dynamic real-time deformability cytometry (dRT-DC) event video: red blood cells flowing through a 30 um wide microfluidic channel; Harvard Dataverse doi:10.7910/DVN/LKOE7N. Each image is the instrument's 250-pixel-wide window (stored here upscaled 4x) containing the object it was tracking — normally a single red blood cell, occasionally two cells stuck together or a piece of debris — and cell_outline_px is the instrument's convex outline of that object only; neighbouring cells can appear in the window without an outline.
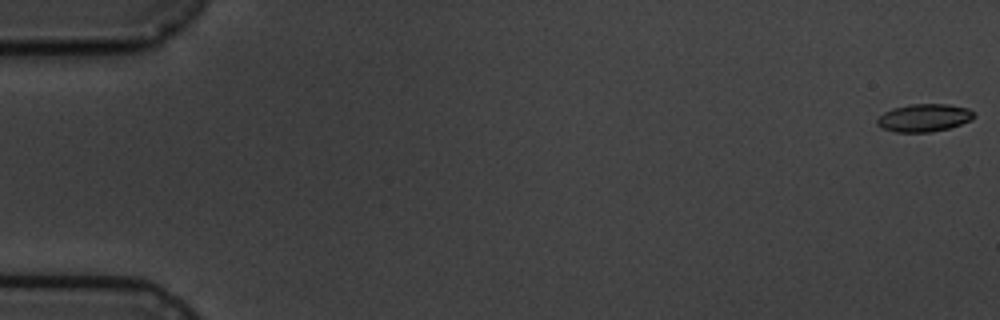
{"species": "common noctule bat (a hibernating species)", "species_latin": "Nyctalus noctula", "temperature_condition": "cold", "stored_images_in_passage": 6, "camera_frame_rate_fps": 3000, "um_per_image_px": 0.085, "animal": {"sex": "male", "body_mass_g": 19.5, "forearm_length_mm": 54.6}, "frame": {"image": 1, "passage_image": 1, "time_ms": 0.0, "image_size_px": [1000, 320], "cell_outline_px": [[976, 116], [972, 120], [948, 128], [932, 132], [896, 132], [884, 128], [876, 124], [876, 120], [884, 112], [892, 108], [908, 104], [948, 104], [968, 108]], "centroid_in_image_um": [78.55, 10.0], "position_along_channel_um": 6.5, "area_um2": 15.66}}